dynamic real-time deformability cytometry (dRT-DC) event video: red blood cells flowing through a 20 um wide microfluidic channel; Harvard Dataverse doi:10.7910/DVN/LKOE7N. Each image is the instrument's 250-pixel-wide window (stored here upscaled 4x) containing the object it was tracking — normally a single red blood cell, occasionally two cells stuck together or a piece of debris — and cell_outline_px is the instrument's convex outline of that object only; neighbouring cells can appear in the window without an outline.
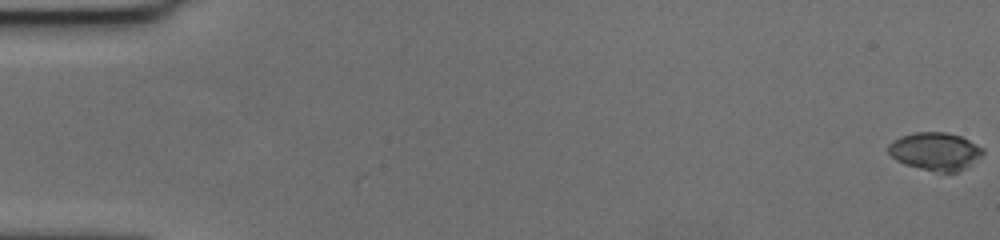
{"species": "human", "species_latin": "Homo sapiens", "temperature_condition": "cold", "stored_images_in_passage": 58, "camera_frame_rate_fps": 3000, "um_per_image_px": 0.085, "donor": {"sex": "female"}, "frame": {"image": 1, "passage_image": 1, "time_ms": 0.0, "image_size_px": [1000, 240], "cell_outline_px": [[984, 152], [968, 168], [956, 172], [944, 172], [920, 168], [904, 164], [896, 160], [888, 152], [888, 144], [892, 140], [900, 136], [916, 132], [944, 132], [960, 136], [984, 148]], "centroid_in_image_um": [79.49, 12.86], "position_along_channel_um": 5.5, "area_um2": 20.81}}
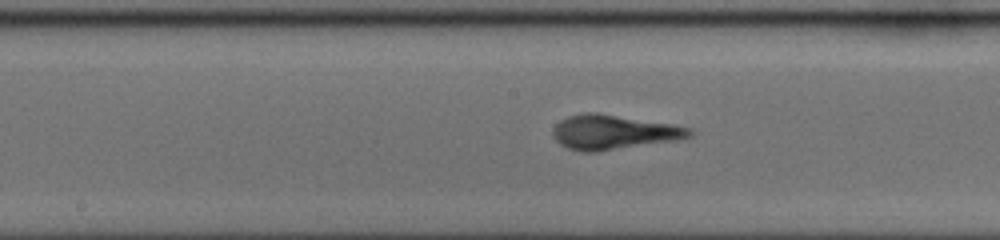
{"frame": {"image": 2, "passage_image": 31, "time_ms": 10.0, "image_size_px": [1000, 240], "cell_outline_px": [[696, 132], [692, 136], [680, 140], [596, 152], [580, 152], [568, 148], [560, 144], [552, 136], [552, 128], [560, 120], [568, 116], [584, 112], [596, 112], [672, 124], [692, 128]], "centroid_in_image_um": [52.17, 11.24], "position_along_channel_um": 196.0, "area_um2": 27.92}}
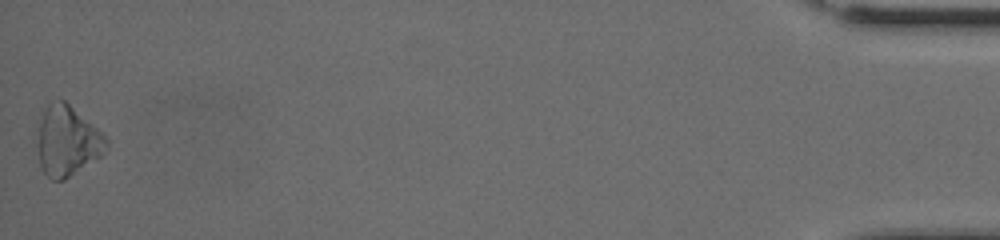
{"frame": {"image": 3, "passage_image": 58, "time_ms": 19.0, "image_size_px": [1000, 240], "cell_outline_px": [[108, 148], [100, 156], [64, 180], [52, 180], [40, 168], [36, 144], [40, 120], [48, 104], [60, 100], [64, 100], [92, 124], [108, 140]], "centroid_in_image_um": [5.69, 12.01], "position_along_channel_um": 429.5, "area_um2": 27.74}, "authors_computed_cell_mechanics": {"area_um2": 25.9811, "velocity_mm_per_s": 3.6529, "shape_relaxation_time_tau1_ms": 4.3414, "shape_relaxation_time_tau2_ms": 1.2071, "deformation_change_tau1": 0.1279, "deformation_change_tau2": 0.0674}}